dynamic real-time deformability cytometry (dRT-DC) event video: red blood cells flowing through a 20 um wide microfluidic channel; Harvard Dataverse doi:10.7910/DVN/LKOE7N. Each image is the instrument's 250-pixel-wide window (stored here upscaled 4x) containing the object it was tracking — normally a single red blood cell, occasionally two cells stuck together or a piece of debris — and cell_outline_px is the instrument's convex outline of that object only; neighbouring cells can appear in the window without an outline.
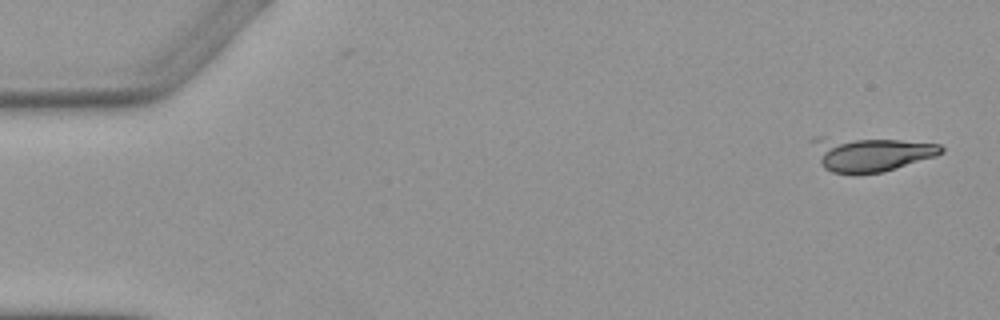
{"species": "Egyptian fruit bat (a non-hibernating species)", "species_latin": "Rousettus aegyptiacus", "temperature_condition": "warm", "stored_images_in_passage": 5, "camera_frame_rate_fps": 3000, "um_per_image_px": 0.085, "animal": {"sex": "female"}, "frame": {"image": 1, "passage_image": 1, "time_ms": 0.0, "image_size_px": [1000, 320], "cell_outline_px": [[944, 152], [936, 156], [884, 172], [832, 172], [824, 168], [820, 164], [808, 140], [812, 136], [824, 136], [900, 140], [940, 144], [944, 148]], "centroid_in_image_um": [73.93, 13.04], "position_along_channel_um": 11.1, "area_um2": 26.13}}
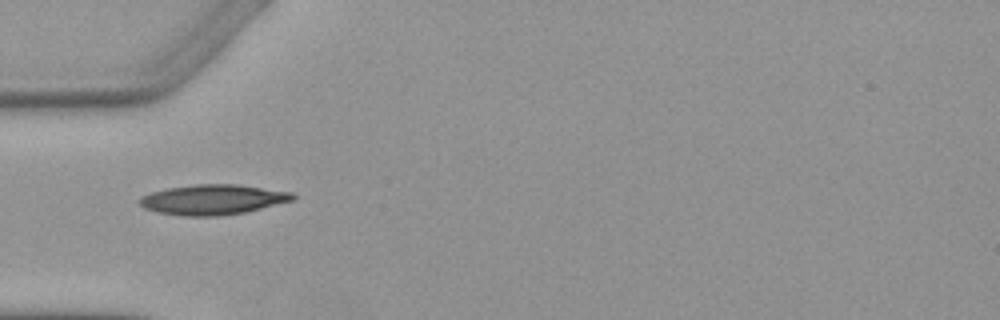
{"frame": {"image": 2, "passage_image": 3, "time_ms": 5.0, "image_size_px": [1000, 320], "cell_outline_px": [[296, 200], [244, 212], [216, 216], [184, 216], [156, 212], [144, 208], [140, 204], [140, 196], [152, 192], [168, 188], [196, 184], [236, 184], [292, 192], [296, 196]], "centroid_in_image_um": [18.1, 16.96], "position_along_channel_um": 66.9, "area_um2": 26.82}}
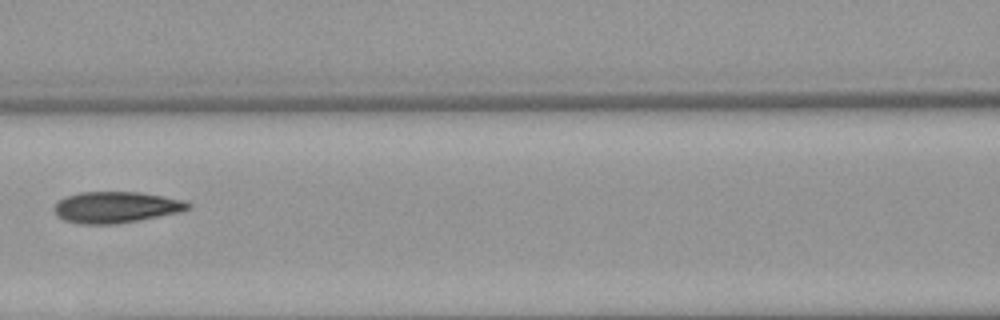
{"frame": {"image": 3, "passage_image": 5, "time_ms": 7.333, "image_size_px": [1000, 320], "cell_outline_px": [[192, 204], [188, 208], [180, 212], [140, 220], [116, 224], [80, 224], [64, 220], [56, 216], [52, 208], [64, 196], [80, 192], [140, 192], [184, 200]], "centroid_in_image_um": [9.83, 17.62], "position_along_channel_um": 156.8, "area_um2": 24.51}}